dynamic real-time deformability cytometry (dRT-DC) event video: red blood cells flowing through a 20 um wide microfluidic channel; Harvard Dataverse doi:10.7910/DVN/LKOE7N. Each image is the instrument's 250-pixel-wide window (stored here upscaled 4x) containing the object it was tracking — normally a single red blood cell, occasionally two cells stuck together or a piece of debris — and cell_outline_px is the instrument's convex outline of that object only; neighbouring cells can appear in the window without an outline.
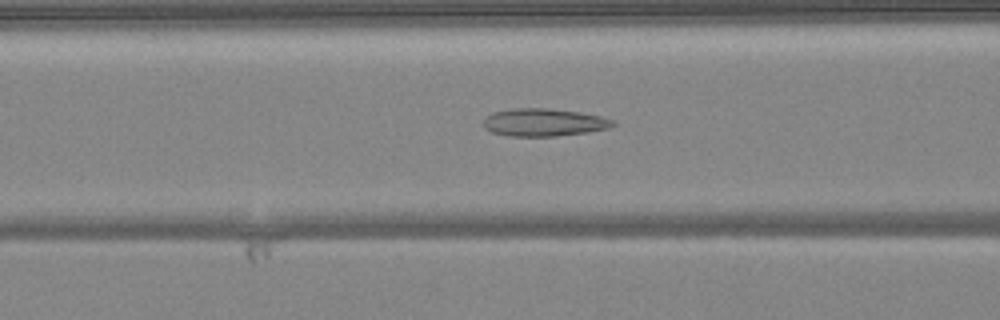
{"species": "common noctule bat (a hibernating species)", "species_latin": "Nyctalus noctula", "temperature_condition": "warm", "stored_images_in_passage": 49, "camera_frame_rate_fps": 3000, "um_per_image_px": 0.085, "animal": {"sex": "female", "body_mass_g": 24.6, "forearm_length_mm": 56.2}, "frame": {"image": 1, "passage_image": 19, "time_ms": 6.0, "image_size_px": [1000, 320], "cell_outline_px": [[616, 124], [608, 128], [588, 132], [556, 136], [508, 136], [492, 132], [484, 128], [484, 120], [492, 112], [516, 108], [548, 108], [580, 112], [600, 116], [616, 120]], "centroid_in_image_um": [46.25, 10.4], "position_along_channel_um": 120.4, "area_um2": 20.92}}
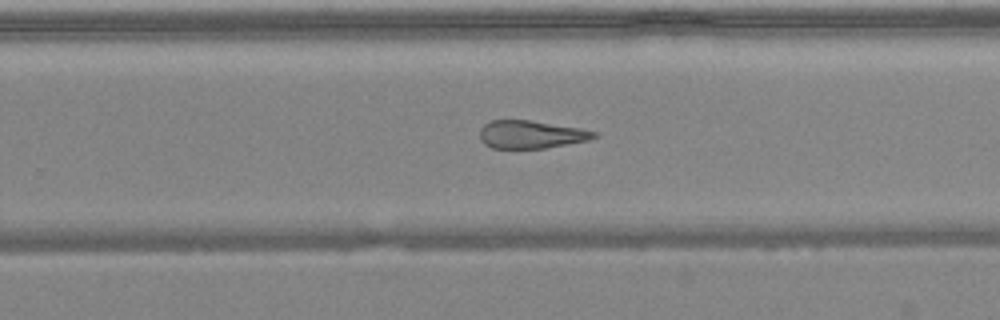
{"frame": {"image": 2, "passage_image": 31, "time_ms": 10.0, "image_size_px": [1000, 320], "cell_outline_px": [[596, 136], [588, 140], [544, 148], [492, 148], [484, 144], [480, 140], [480, 128], [484, 124], [492, 120], [532, 120], [580, 128], [596, 132]], "centroid_in_image_um": [45.09, 11.42], "position_along_channel_um": 284.7, "area_um2": 18.5}}
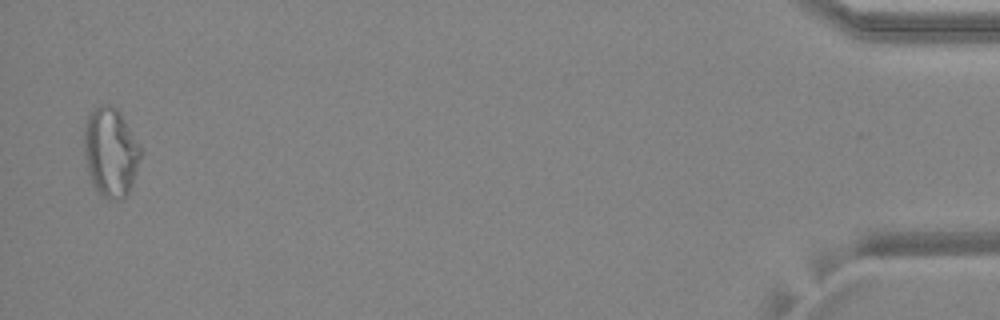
{"frame": {"image": 3, "passage_image": 48, "time_ms": 15.667, "image_size_px": [1000, 320], "cell_outline_px": [[140, 156], [132, 184], [128, 192], [120, 200], [108, 200], [96, 188], [88, 172], [84, 156], [84, 128], [88, 116], [100, 104], [108, 104], [116, 108], [120, 112], [140, 144]], "centroid_in_image_um": [9.4, 12.91], "position_along_channel_um": 425.8, "area_um2": 29.02}, "authors_computed_cell_mechanics": {"area_um2": 23.1778, "velocity_mm_per_s": 4.1176, "shape_relaxation_time_tau1_ms": null, "shape_relaxation_time_tau2_ms": 3.6962, "deformation_change_tau1": null, "deformation_change_tau2": 0.1488}}